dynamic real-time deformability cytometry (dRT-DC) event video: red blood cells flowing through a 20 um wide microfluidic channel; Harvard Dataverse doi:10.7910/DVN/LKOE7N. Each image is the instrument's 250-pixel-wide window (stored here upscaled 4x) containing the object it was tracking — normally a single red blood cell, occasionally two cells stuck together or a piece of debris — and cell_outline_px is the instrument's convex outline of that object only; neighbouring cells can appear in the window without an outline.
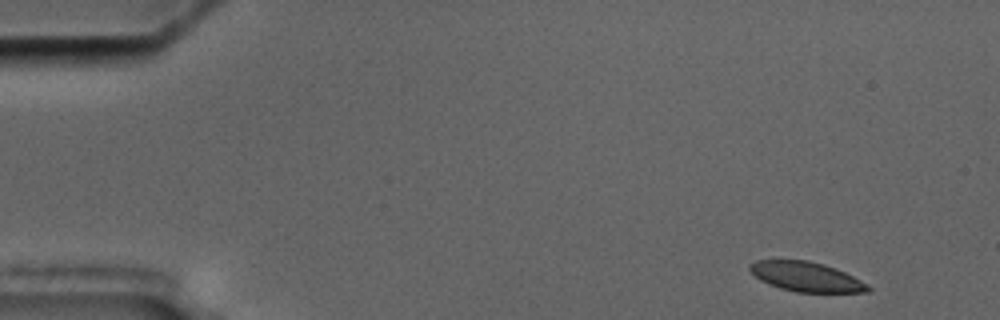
{"species": "common noctule bat (a hibernating species)", "species_latin": "Nyctalus noctula", "temperature_condition": "cold", "stored_images_in_passage": 3, "camera_frame_rate_fps": 3000, "um_per_image_px": 0.085, "animal": {"sex": "male", "body_mass_g": 17.5, "forearm_length_mm": 52.3}, "frame": {"image": 1, "passage_image": 3, "time_ms": 6.333, "image_size_px": [1000, 320], "cell_outline_px": [[872, 292], [796, 292], [780, 288], [768, 284], [760, 280], [748, 268], [748, 264], [756, 260], [808, 260], [824, 264], [836, 268], [860, 280], [872, 288]], "centroid_in_image_um": [68.52, 23.52], "position_along_channel_um": 16.5, "area_um2": 20.4}}